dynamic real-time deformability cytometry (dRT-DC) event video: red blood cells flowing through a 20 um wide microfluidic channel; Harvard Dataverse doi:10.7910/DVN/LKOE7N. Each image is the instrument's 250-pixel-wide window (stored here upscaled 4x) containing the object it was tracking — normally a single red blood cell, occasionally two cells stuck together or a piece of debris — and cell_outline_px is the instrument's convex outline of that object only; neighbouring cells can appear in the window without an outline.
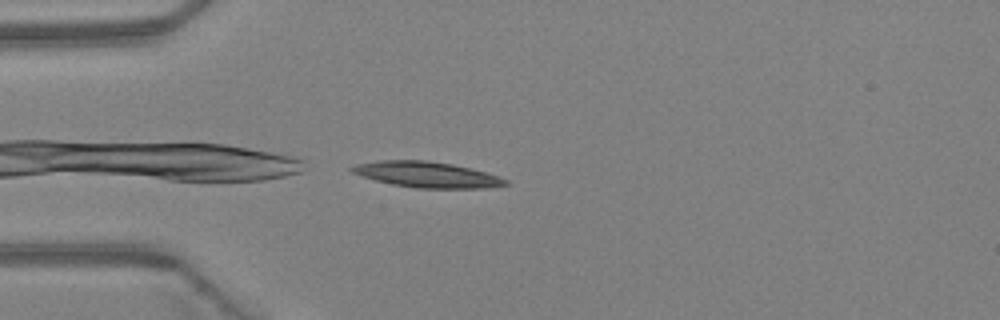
{"species": "Egyptian fruit bat (a non-hibernating species)", "species_latin": "Rousettus aegyptiacus", "temperature_condition": "warm", "stored_images_in_passage": 4, "camera_frame_rate_fps": 3000, "um_per_image_px": 0.085, "animal": {"sex": "female"}, "frame": {"image": 1, "passage_image": 4, "time_ms": 1.0, "image_size_px": [1000, 320], "cell_outline_px": [[508, 184], [488, 188], [416, 188], [392, 184], [376, 180], [352, 172], [348, 168], [356, 164], [380, 160], [428, 160], [452, 164], [472, 168], [500, 176], [508, 180]], "centroid_in_image_um": [36.33, 14.83], "position_along_channel_um": 48.7, "area_um2": 23.06}}